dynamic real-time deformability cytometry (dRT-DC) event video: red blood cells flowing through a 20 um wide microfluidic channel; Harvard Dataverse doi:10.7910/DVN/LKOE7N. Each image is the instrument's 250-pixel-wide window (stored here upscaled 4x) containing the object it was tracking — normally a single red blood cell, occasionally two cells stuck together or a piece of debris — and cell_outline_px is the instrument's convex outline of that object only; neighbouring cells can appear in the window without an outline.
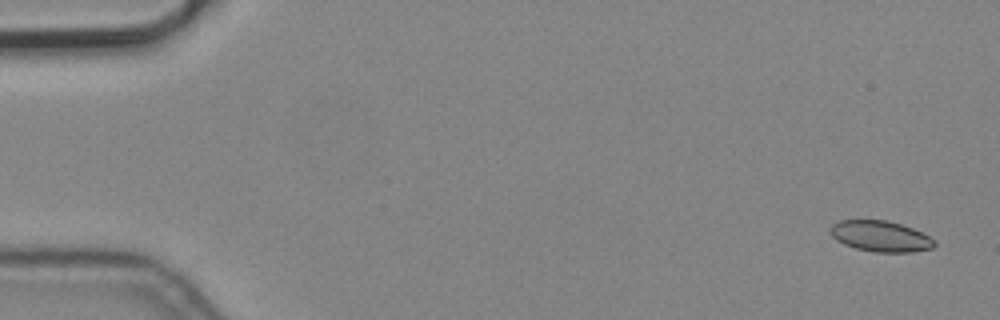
{"species": "common noctule bat (a hibernating species)", "species_latin": "Nyctalus noctula", "temperature_condition": "cold", "stored_images_in_passage": 5, "camera_frame_rate_fps": 3000, "um_per_image_px": 0.085, "animal": {"sex": "male", "body_mass_g": 19.2, "forearm_length_mm": 51.8}, "frame": {"image": 1, "passage_image": 1, "time_ms": 0.0, "image_size_px": [1000, 320], "cell_outline_px": [[936, 244], [932, 248], [912, 252], [876, 252], [856, 248], [844, 244], [836, 240], [832, 236], [828, 228], [832, 224], [840, 220], [888, 220], [912, 228], [936, 240]], "centroid_in_image_um": [74.83, 20.07], "position_along_channel_um": 10.2, "area_um2": 18.73}}
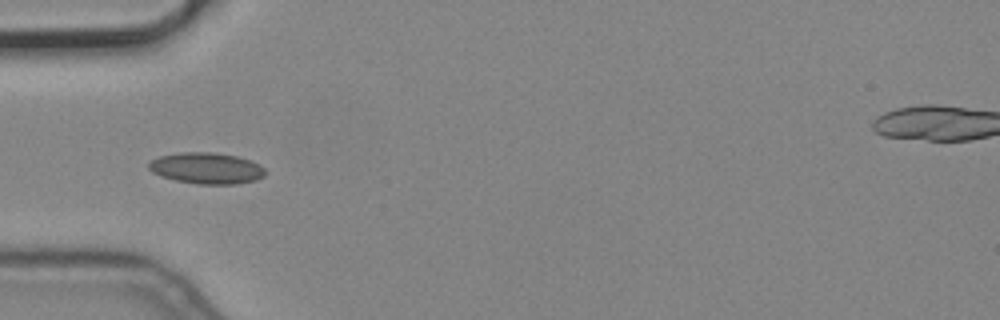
{"frame": {"image": 2, "passage_image": 5, "time_ms": 1.333, "image_size_px": [1000, 320], "cell_outline_px": [[268, 172], [264, 176], [256, 180], [236, 184], [196, 184], [176, 180], [160, 176], [152, 172], [148, 168], [148, 164], [152, 160], [160, 156], [180, 152], [212, 152], [236, 156], [260, 164]], "centroid_in_image_um": [17.57, 14.3], "position_along_channel_um": 67.4, "area_um2": 21.27}}